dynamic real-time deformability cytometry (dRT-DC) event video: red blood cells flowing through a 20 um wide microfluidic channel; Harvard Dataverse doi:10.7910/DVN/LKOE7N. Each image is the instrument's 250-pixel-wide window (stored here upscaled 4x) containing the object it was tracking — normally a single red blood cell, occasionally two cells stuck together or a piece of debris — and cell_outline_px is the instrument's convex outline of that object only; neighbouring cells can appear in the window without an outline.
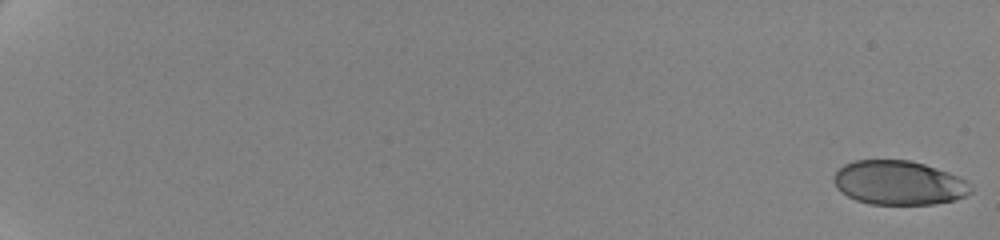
{"species": "human", "species_latin": "Homo sapiens", "temperature_condition": "cold", "stored_images_in_passage": 62, "camera_frame_rate_fps": 3000, "um_per_image_px": 0.085, "donor": {"sex": "female"}, "frame": {"image": 1, "passage_image": 1, "time_ms": 0.0, "image_size_px": [1000, 240], "cell_outline_px": [[972, 192], [956, 200], [932, 204], [868, 204], [856, 200], [840, 192], [836, 188], [832, 180], [836, 172], [844, 164], [856, 160], [908, 160], [924, 164], [948, 172], [964, 180], [972, 188]], "centroid_in_image_um": [76.36, 15.54], "position_along_channel_um": 8.6, "area_um2": 35.2}}
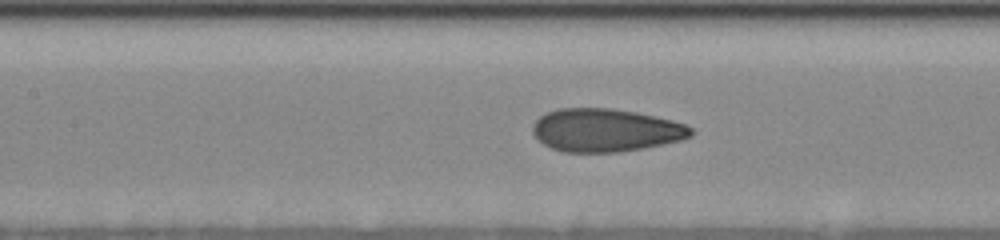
{"frame": {"image": 2, "passage_image": 36, "time_ms": 10.667, "image_size_px": [1000, 240], "cell_outline_px": [[692, 136], [680, 140], [644, 148], [620, 152], [564, 152], [552, 148], [536, 140], [532, 132], [532, 124], [540, 116], [548, 112], [560, 108], [612, 108], [636, 112], [672, 120], [684, 124], [692, 128]], "centroid_in_image_um": [51.44, 11.07], "position_along_channel_um": 156.0, "area_um2": 39.77}}
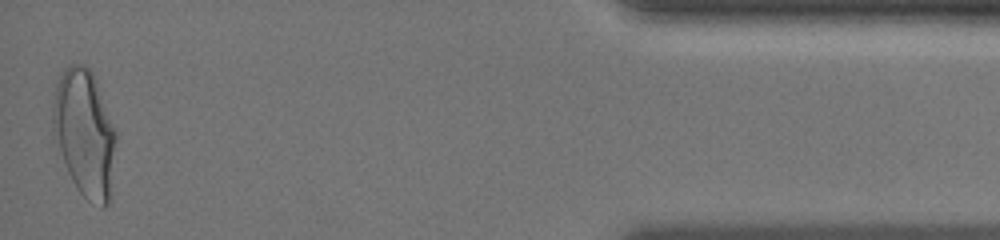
{"frame": {"image": 3, "passage_image": 62, "time_ms": 20.0, "image_size_px": [1000, 240], "cell_outline_px": [[116, 140], [112, 192], [108, 204], [104, 208], [100, 208], [88, 200], [76, 188], [68, 172], [52, 132], [52, 112], [56, 84], [64, 68], [72, 64], [84, 64], [92, 72], [96, 80], [116, 132]], "centroid_in_image_um": [7.2, 11.35], "position_along_channel_um": 428.0, "area_um2": 46.93}, "authors_computed_cell_mechanics": {"area_um2": 38.6682, "velocity_mm_per_s": 3.5243, "shape_relaxation_time_tau1_ms": 5.3427, "shape_relaxation_time_tau2_ms": 0.823, "deformation_change_tau1": 0.1715, "deformation_change_tau2": 0.0569}}